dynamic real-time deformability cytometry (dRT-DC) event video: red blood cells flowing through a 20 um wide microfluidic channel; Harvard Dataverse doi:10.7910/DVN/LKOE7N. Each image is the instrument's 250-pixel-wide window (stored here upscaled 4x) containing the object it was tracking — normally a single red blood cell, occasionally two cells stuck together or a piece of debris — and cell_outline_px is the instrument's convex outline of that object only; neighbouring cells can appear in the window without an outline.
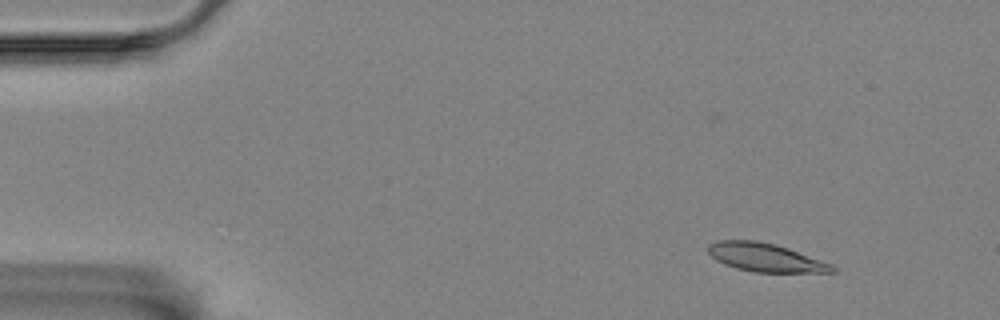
{"species": "Egyptian fruit bat (a non-hibernating species)", "species_latin": "Rousettus aegyptiacus", "temperature_condition": "room temperature", "stored_images_in_passage": 59, "segment_of_instrument_passage": [1, 2], "camera_frame_rate_fps": 3000, "um_per_image_px": 0.085, "animal": {"sex": "female"}, "frame": {"image": 1, "passage_image": 6, "time_ms": 1.667, "image_size_px": [1000, 320], "cell_outline_px": [[836, 272], [752, 272], [736, 268], [724, 264], [716, 260], [708, 252], [708, 244], [716, 240], [756, 240], [776, 244], [788, 248], [832, 264], [836, 268]], "centroid_in_image_um": [65.04, 21.88], "position_along_channel_um": 20.0, "area_um2": 20.58}}
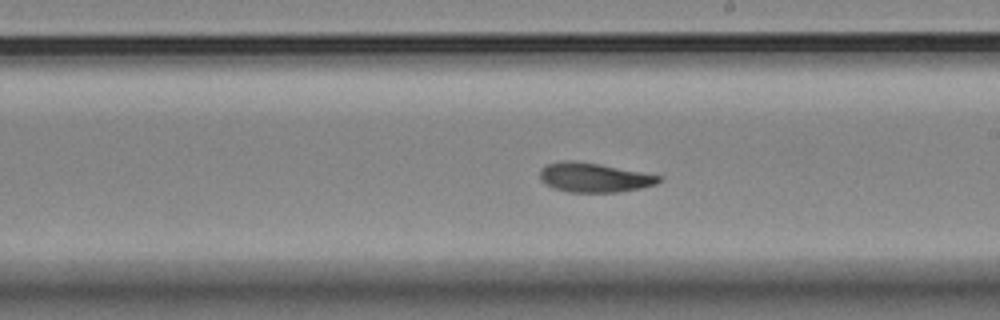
{"frame": {"image": 2, "passage_image": 33, "time_ms": 10.667, "image_size_px": [1000, 320], "cell_outline_px": [[660, 180], [656, 184], [640, 188], [620, 192], [568, 192], [552, 188], [544, 184], [540, 180], [540, 168], [548, 164], [568, 160], [600, 164], [660, 176]], "centroid_in_image_um": [50.44, 15.1], "position_along_channel_um": 238.6, "area_um2": 20.17}}
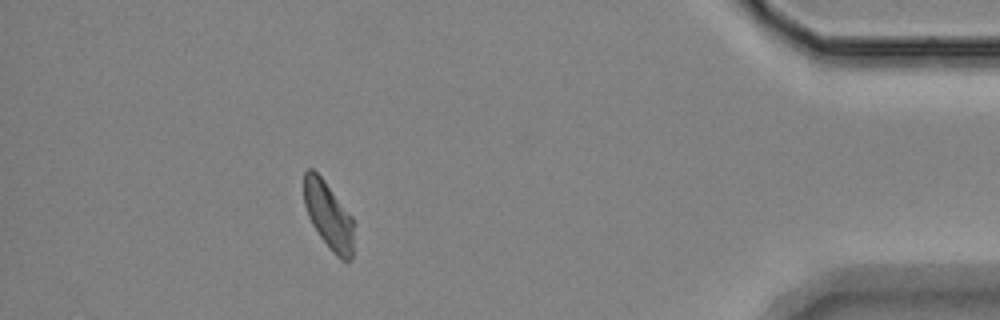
{"frame": {"image": 3, "passage_image": 52, "time_ms": 17.0, "image_size_px": [1000, 320], "cell_outline_px": [[352, 260], [340, 260], [332, 252], [320, 236], [312, 224], [308, 216], [304, 204], [304, 172], [308, 168], [312, 168], [324, 180], [352, 216]], "centroid_in_image_um": [27.9, 18.31], "position_along_channel_um": 407.3, "area_um2": 19.31}}